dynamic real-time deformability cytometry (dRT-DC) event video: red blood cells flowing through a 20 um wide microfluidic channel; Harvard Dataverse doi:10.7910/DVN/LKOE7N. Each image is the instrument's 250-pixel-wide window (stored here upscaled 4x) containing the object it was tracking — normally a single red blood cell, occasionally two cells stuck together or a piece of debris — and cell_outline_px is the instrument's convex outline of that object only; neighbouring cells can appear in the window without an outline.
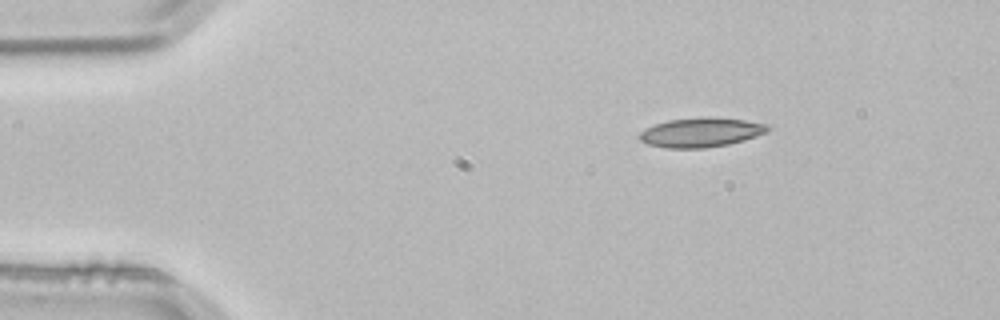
{"species": "common noctule bat (a hibernating species)", "species_latin": "Nyctalus noctula", "temperature_condition": "room temperature", "stored_images_in_passage": 2, "camera_frame_rate_fps": 3000, "um_per_image_px": 0.085, "animal": {"sex": "male", "body_mass_g": 21.5, "forearm_length_mm": 52.0}, "frame": {"image": 1, "passage_image": 1, "time_ms": 0.0, "image_size_px": [1000, 320], "cell_outline_px": [[772, 128], [768, 132], [744, 140], [728, 144], [704, 148], [664, 148], [648, 144], [640, 140], [640, 132], [644, 128], [668, 120], [708, 116], [744, 120], [772, 124]], "centroid_in_image_um": [59.63, 11.24], "position_along_channel_um": 25.4, "area_um2": 22.2}}